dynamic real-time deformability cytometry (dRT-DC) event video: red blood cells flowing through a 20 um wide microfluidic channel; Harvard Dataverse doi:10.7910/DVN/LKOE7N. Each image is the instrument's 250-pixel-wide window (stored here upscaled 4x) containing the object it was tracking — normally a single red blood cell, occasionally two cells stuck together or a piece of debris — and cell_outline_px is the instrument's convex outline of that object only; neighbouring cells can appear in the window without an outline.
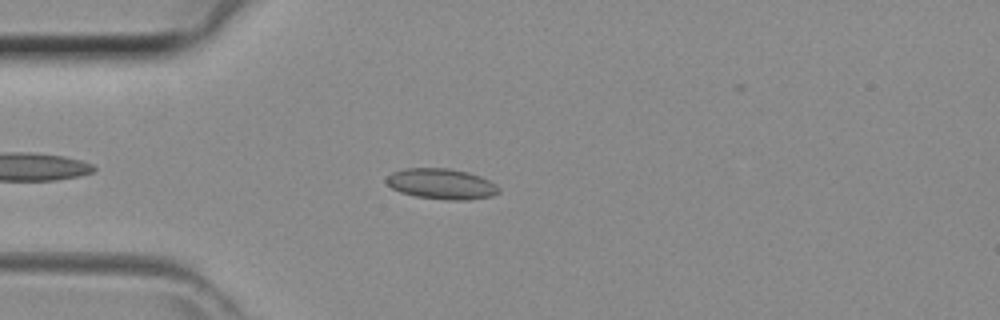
{"species": "common noctule bat (a hibernating species)", "species_latin": "Nyctalus noctula", "temperature_condition": "room temperature", "stored_images_in_passage": 33, "camera_frame_rate_fps": 3000, "um_per_image_px": 0.085, "animal": {"sex": "female", "body_mass_g": 29.2, "forearm_length_mm": 56.3}, "frame": {"image": 1, "passage_image": 1, "time_ms": 0.0, "image_size_px": [1000, 320], "cell_outline_px": [[500, 192], [492, 196], [468, 200], [444, 200], [416, 196], [400, 192], [392, 188], [384, 180], [392, 172], [404, 168], [448, 168], [468, 172], [480, 176], [496, 184], [500, 188]], "centroid_in_image_um": [37.53, 15.63], "position_along_channel_um": 47.5, "area_um2": 20.17}}
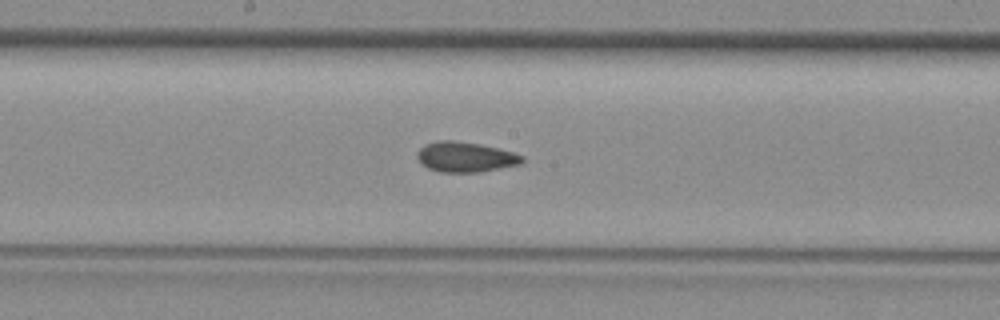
{"frame": {"image": 2, "passage_image": 12, "time_ms": 3.667, "image_size_px": [1000, 320], "cell_outline_px": [[524, 160], [520, 164], [480, 172], [440, 172], [428, 168], [420, 164], [416, 156], [416, 152], [424, 144], [436, 140], [452, 140], [480, 144], [512, 152], [524, 156]], "centroid_in_image_um": [39.5, 13.34], "position_along_channel_um": 208.7, "area_um2": 18.55}}
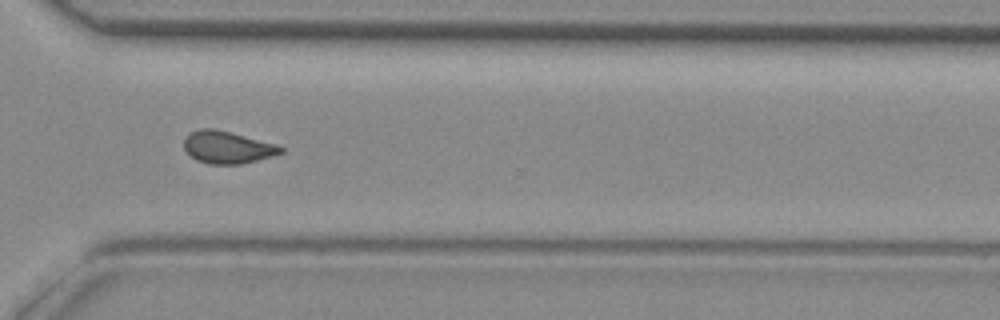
{"frame": {"image": 3, "passage_image": 21, "time_ms": 6.667, "image_size_px": [1000, 320], "cell_outline_px": [[284, 152], [272, 156], [240, 164], [208, 164], [196, 160], [184, 148], [184, 140], [192, 132], [200, 128], [212, 128], [276, 144], [284, 148]], "centroid_in_image_um": [19.33, 12.53], "position_along_channel_um": 351.3, "area_um2": 17.86}}